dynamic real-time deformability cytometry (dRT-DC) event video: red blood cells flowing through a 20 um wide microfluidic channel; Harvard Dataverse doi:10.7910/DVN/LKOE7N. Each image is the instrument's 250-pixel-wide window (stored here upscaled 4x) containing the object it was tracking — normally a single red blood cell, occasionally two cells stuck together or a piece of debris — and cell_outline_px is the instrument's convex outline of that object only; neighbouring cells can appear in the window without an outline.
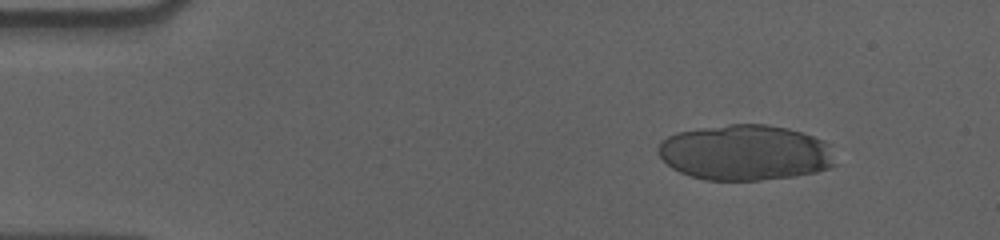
{"species": "human", "species_latin": "Homo sapiens", "temperature_condition": "cold", "stored_images_in_passage": 25, "camera_frame_rate_fps": 3000, "um_per_image_px": 0.085, "donor": {"sex": "male"}, "frame": {"image": 1, "passage_image": 1, "time_ms": 0.0, "image_size_px": [1000, 240], "cell_outline_px": [[836, 164], [828, 168], [816, 172], [796, 176], [760, 180], [704, 180], [680, 172], [672, 168], [656, 152], [656, 148], [668, 136], [676, 132], [728, 124], [764, 124], [788, 128], [824, 140], [828, 144]], "centroid_in_image_um": [63.34, 12.97], "position_along_channel_um": 21.7, "area_um2": 57.34}}